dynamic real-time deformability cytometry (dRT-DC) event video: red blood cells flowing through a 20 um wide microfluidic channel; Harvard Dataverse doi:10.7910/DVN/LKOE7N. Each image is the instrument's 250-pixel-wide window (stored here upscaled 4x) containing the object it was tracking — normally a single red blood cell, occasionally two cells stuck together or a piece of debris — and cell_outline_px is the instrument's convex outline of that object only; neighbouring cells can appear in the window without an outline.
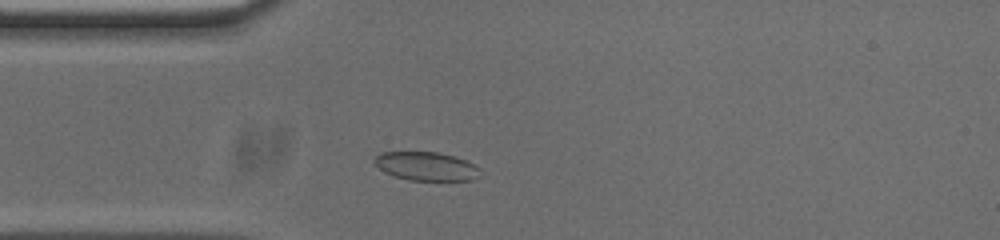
{"species": "common noctule bat (a hibernating species)", "species_latin": "Nyctalus noctula", "temperature_condition": "cold", "stored_images_in_passage": 46, "camera_frame_rate_fps": 3000, "um_per_image_px": 0.085, "animal": {"sex": "male", "body_mass_g": 20.0, "forearm_length_mm": 53.3}, "frame": {"image": 1, "passage_image": 6, "time_ms": 1.667, "image_size_px": [1000, 240], "cell_outline_px": [[480, 176], [472, 180], [408, 180], [384, 172], [372, 160], [380, 152], [436, 152], [452, 156], [464, 160], [480, 168]], "centroid_in_image_um": [36.22, 14.13], "position_along_channel_um": 48.8, "area_um2": 17.46}}
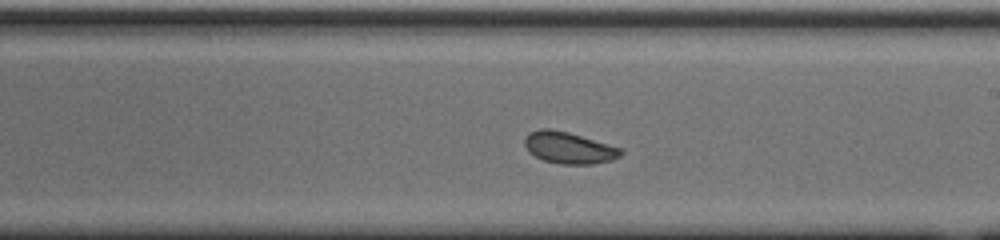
{"frame": {"image": 2, "passage_image": 22, "time_ms": 7.0, "image_size_px": [1000, 240], "cell_outline_px": [[624, 152], [620, 156], [612, 160], [592, 164], [560, 164], [544, 160], [528, 152], [524, 144], [524, 140], [528, 132], [540, 128], [548, 128], [568, 132], [620, 148]], "centroid_in_image_um": [48.32, 12.56], "position_along_channel_um": 240.7, "area_um2": 17.63}}
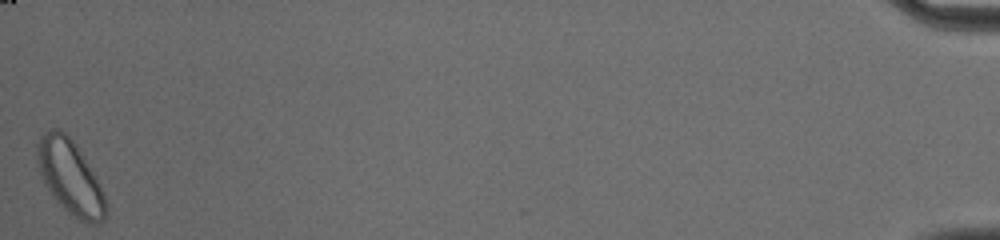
{"frame": {"image": 3, "passage_image": 46, "time_ms": 15.0, "image_size_px": [1000, 240], "cell_outline_px": [[108, 204], [104, 220], [100, 224], [88, 224], [80, 220], [68, 212], [52, 196], [40, 172], [36, 160], [36, 144], [40, 136], [44, 132], [52, 128], [60, 128], [76, 144], [100, 184]], "centroid_in_image_um": [5.97, 15.05], "position_along_channel_um": 429.2, "area_um2": 29.65}, "authors_computed_cell_mechanics": {"area_um2": 18.1203, "velocity_mm_per_s": 3.7159, "shape_relaxation_time_tau1_ms": 11.193, "shape_relaxation_time_tau2_ms": 0.8658, "deformation_change_tau1": 0.1171, "deformation_change_tau2": 0.0535}}